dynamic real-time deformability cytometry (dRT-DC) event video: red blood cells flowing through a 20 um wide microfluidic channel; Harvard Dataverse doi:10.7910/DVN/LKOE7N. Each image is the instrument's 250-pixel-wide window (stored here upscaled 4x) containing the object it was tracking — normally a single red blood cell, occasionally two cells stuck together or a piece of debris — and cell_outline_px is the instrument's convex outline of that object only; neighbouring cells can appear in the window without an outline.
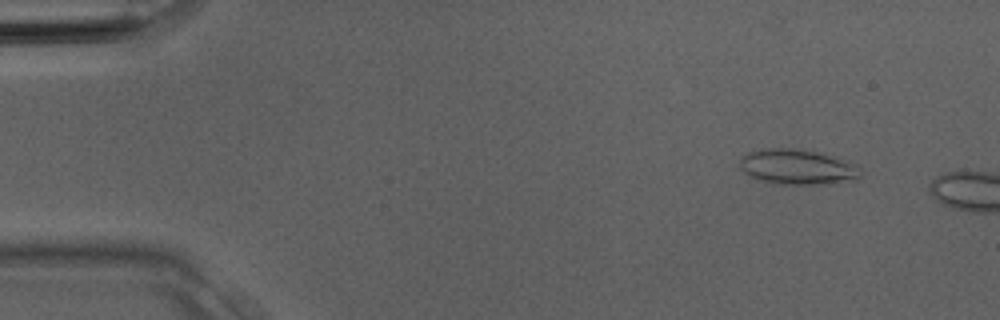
{"species": "Egyptian fruit bat (a non-hibernating species)", "species_latin": "Rousettus aegyptiacus", "temperature_condition": "room temperature", "stored_images_in_passage": 3, "camera_frame_rate_fps": 3000, "um_per_image_px": 0.085, "animal": {"sex": "male"}, "frame": {"image": 1, "passage_image": 2, "time_ms": 0.333, "image_size_px": [1000, 320], "cell_outline_px": [[860, 176], [856, 180], [832, 184], [780, 184], [756, 180], [748, 176], [740, 168], [740, 156], [748, 152], [768, 148], [788, 148], [816, 152], [836, 156], [848, 160], [860, 172]], "centroid_in_image_um": [67.75, 14.2], "position_along_channel_um": 17.3, "area_um2": 24.97}}